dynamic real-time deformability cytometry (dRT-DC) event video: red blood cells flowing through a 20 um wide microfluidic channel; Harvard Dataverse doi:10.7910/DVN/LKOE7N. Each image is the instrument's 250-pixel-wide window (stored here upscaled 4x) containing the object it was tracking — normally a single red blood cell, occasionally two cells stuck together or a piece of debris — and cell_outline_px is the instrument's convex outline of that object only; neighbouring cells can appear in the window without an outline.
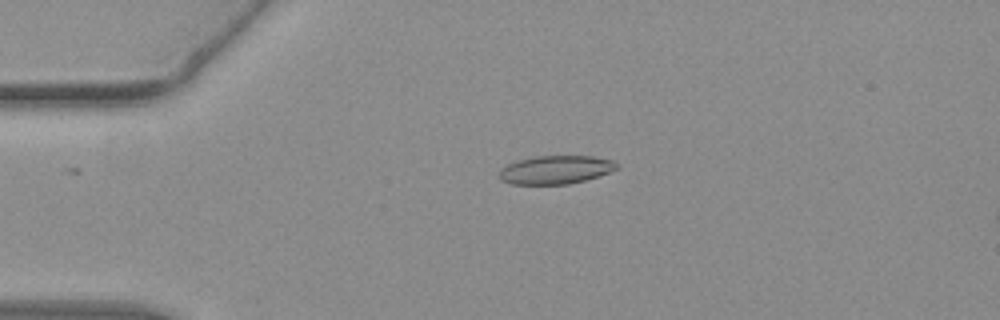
{"species": "common noctule bat (a hibernating species)", "species_latin": "Nyctalus noctula", "temperature_condition": "warm", "stored_images_in_passage": 28, "camera_frame_rate_fps": 3000, "um_per_image_px": 0.085, "animal": {"sex": "female", "body_mass_g": 19.3, "forearm_length_mm": 54.1}, "frame": {"image": 1, "passage_image": 13, "time_ms": 4.0, "image_size_px": [1000, 320], "cell_outline_px": [[616, 168], [608, 172], [584, 180], [568, 184], [512, 184], [500, 180], [500, 168], [508, 164], [532, 156], [592, 156], [612, 160], [616, 164]], "centroid_in_image_um": [47.17, 14.43], "position_along_channel_um": 37.8, "area_um2": 19.13}}
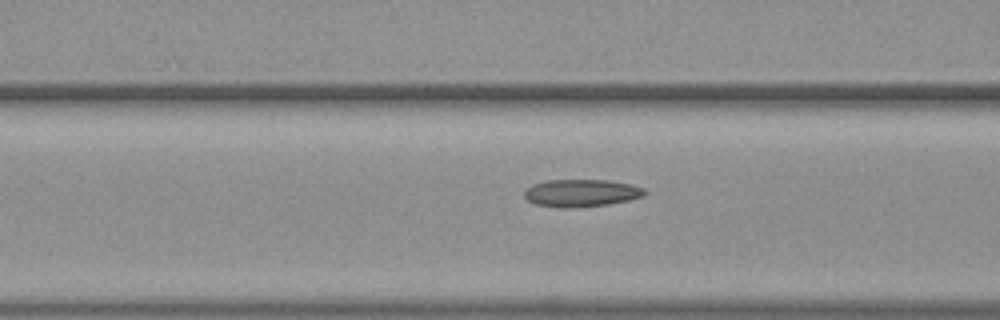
{"frame": {"image": 2, "passage_image": 22, "time_ms": 7.0, "image_size_px": [1000, 320], "cell_outline_px": [[644, 196], [628, 200], [608, 204], [568, 208], [564, 208], [536, 204], [528, 200], [524, 196], [524, 188], [532, 184], [544, 180], [608, 180], [632, 184], [644, 188]], "centroid_in_image_um": [49.37, 16.39], "position_along_channel_um": 117.2, "area_um2": 19.25}}
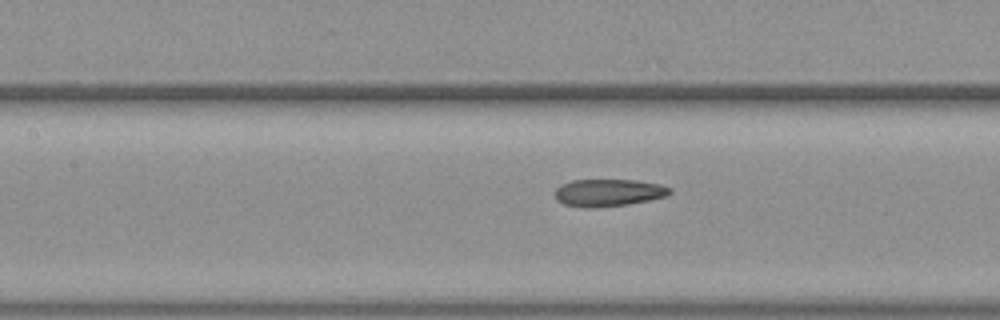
{"frame": {"image": 3, "passage_image": 25, "time_ms": 8.0, "image_size_px": [1000, 320], "cell_outline_px": [[672, 192], [668, 196], [628, 204], [592, 208], [588, 208], [564, 204], [556, 200], [556, 188], [560, 184], [572, 180], [636, 180], [660, 184], [672, 188]], "centroid_in_image_um": [51.73, 16.37], "position_along_channel_um": 155.7, "area_um2": 18.32}}